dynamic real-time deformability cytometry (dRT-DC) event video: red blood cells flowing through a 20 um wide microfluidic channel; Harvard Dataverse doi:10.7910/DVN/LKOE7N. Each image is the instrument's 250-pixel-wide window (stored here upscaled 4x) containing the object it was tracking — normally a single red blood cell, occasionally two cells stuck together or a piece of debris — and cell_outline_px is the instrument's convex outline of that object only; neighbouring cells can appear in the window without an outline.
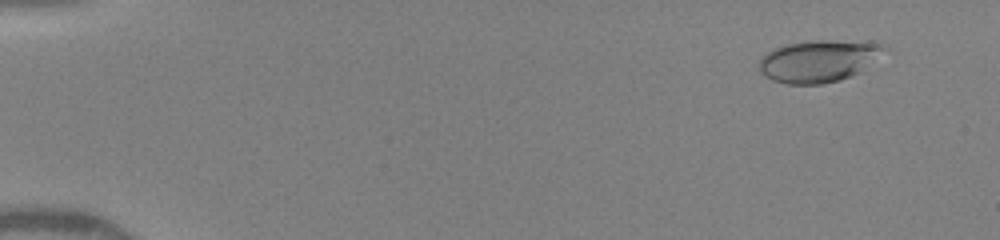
{"species": "human", "species_latin": "Homo sapiens", "temperature_condition": "warm", "stored_images_in_passage": 40, "camera_frame_rate_fps": 3000, "um_per_image_px": 0.085, "donor": {"sex": "female"}, "frame": {"image": 1, "passage_image": 3, "time_ms": 0.667, "image_size_px": [1000, 240], "cell_outline_px": [[888, 48], [856, 72], [840, 80], [820, 84], [788, 84], [772, 80], [764, 76], [760, 72], [760, 60], [768, 52], [776, 48], [788, 44], [812, 40], [872, 40]], "centroid_in_image_um": [69.57, 5.16], "position_along_channel_um": 15.4, "area_um2": 30.23}}
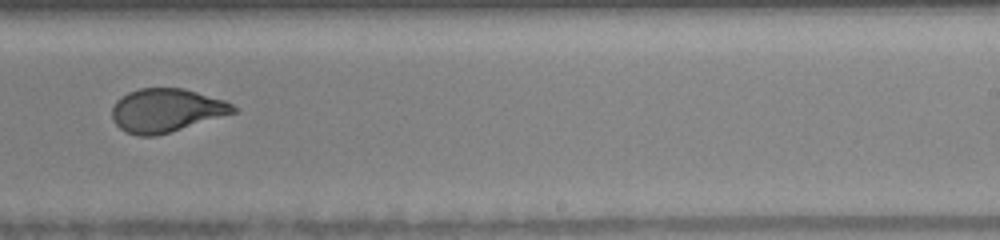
{"frame": {"image": 2, "passage_image": 25, "time_ms": 10.0, "image_size_px": [1000, 240], "cell_outline_px": [[236, 112], [156, 136], [136, 136], [120, 128], [112, 120], [112, 108], [116, 100], [128, 92], [140, 88], [184, 88], [224, 100], [232, 104], [236, 108]], "centroid_in_image_um": [14.1, 9.37], "position_along_channel_um": 274.9, "area_um2": 30.52}}
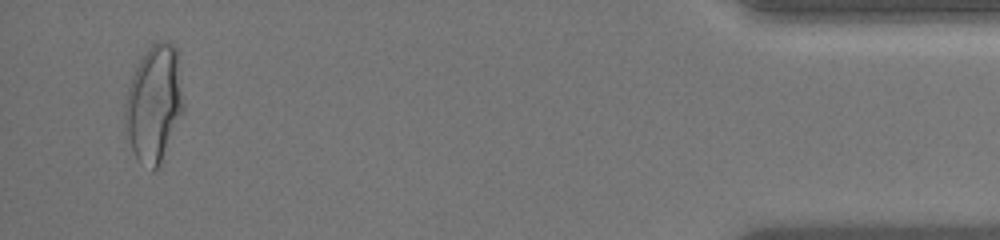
{"frame": {"image": 3, "passage_image": 39, "time_ms": 15.0, "image_size_px": [1000, 240], "cell_outline_px": [[184, 112], [160, 164], [152, 172], [136, 156], [132, 148], [128, 136], [124, 120], [124, 104], [128, 88], [132, 76], [140, 60], [148, 48], [152, 44], [160, 40], [168, 40], [176, 48], [184, 104]], "centroid_in_image_um": [13.11, 8.79], "position_along_channel_um": 422.1, "area_um2": 39.59}, "authors_computed_cell_mechanics": {"area_um2": 31.0964, "velocity_mm_per_s": 4.2364, "shape_relaxation_time_tau1_ms": 4.6661, "shape_relaxation_time_tau2_ms": null, "deformation_change_tau1": 0.1945, "deformation_change_tau2": null}}